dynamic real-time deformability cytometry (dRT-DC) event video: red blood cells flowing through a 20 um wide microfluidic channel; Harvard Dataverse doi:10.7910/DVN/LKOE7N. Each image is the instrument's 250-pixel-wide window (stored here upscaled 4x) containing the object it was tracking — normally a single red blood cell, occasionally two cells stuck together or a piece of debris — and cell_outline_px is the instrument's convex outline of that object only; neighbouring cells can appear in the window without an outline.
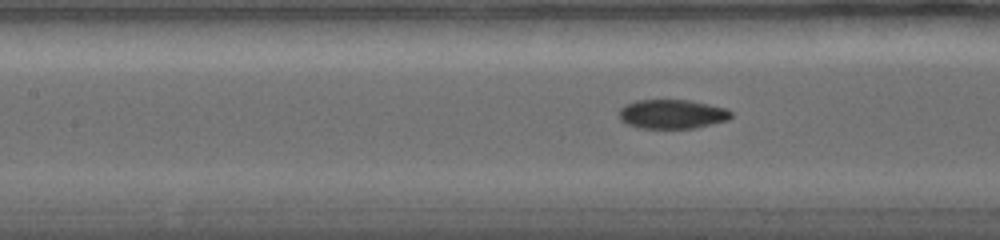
{"species": "common noctule bat (a hibernating species)", "species_latin": "Nyctalus noctula", "temperature_condition": "warm", "stored_images_in_passage": 45, "camera_frame_rate_fps": 5000, "um_per_image_px": 0.085, "animal": {"sex": "female", "body_mass_g": 19.0, "forearm_length_mm": 56.7}, "frame": {"image": 1, "passage_image": 20, "time_ms": 5.6, "image_size_px": [1000, 240], "cell_outline_px": [[732, 116], [728, 120], [696, 128], [640, 128], [628, 124], [620, 120], [620, 108], [624, 104], [636, 100], [688, 100], [708, 104], [724, 108], [732, 112]], "centroid_in_image_um": [57.12, 9.7], "position_along_channel_um": 150.3, "area_um2": 19.02}}
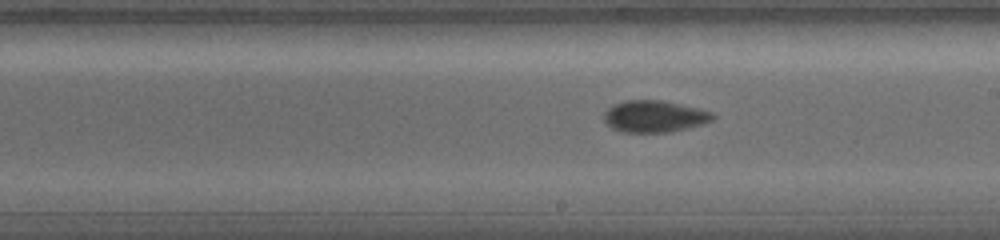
{"frame": {"image": 2, "passage_image": 26, "time_ms": 7.8, "image_size_px": [1000, 240], "cell_outline_px": [[716, 116], [712, 120], [704, 124], [672, 132], [624, 132], [612, 128], [604, 120], [604, 112], [612, 104], [624, 100], [664, 100], [700, 108], [712, 112]], "centroid_in_image_um": [55.65, 9.88], "position_along_channel_um": 233.3, "area_um2": 20.4}}
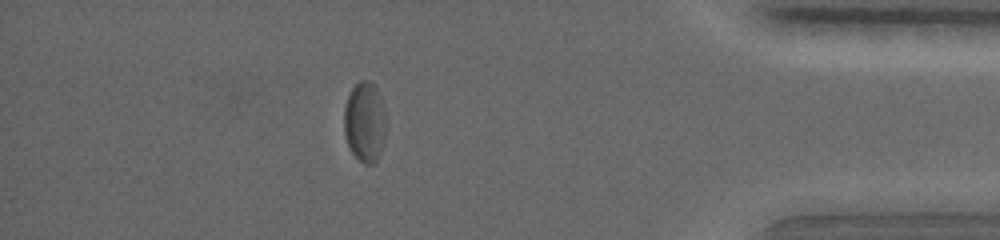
{"frame": {"image": 3, "passage_image": 41, "time_ms": 13.4, "image_size_px": [1000, 240], "cell_outline_px": [[388, 128], [380, 152], [376, 160], [372, 164], [364, 164], [352, 152], [348, 144], [344, 132], [344, 108], [348, 96], [352, 88], [360, 80], [368, 80], [376, 88], [380, 96]], "centroid_in_image_um": [31.02, 10.37], "position_along_channel_um": 404.2, "area_um2": 19.65}}